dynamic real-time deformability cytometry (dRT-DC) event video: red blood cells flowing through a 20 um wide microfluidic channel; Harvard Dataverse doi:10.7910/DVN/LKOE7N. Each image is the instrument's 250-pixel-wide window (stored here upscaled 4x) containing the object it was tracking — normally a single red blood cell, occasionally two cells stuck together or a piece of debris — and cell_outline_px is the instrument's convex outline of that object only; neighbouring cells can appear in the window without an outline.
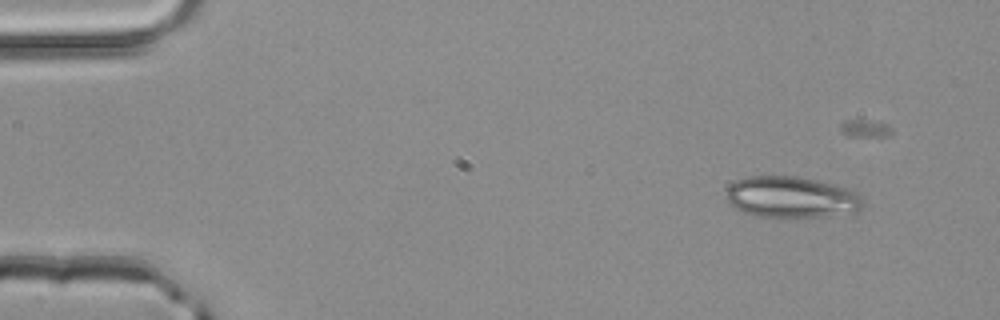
{"species": "common noctule bat (a hibernating species)", "species_latin": "Nyctalus noctula", "temperature_condition": "room temperature", "stored_images_in_passage": 4, "camera_frame_rate_fps": 3000, "um_per_image_px": 0.085, "animal": {"sex": "male", "body_mass_g": 20.4}, "frame": {"image": 1, "passage_image": 2, "time_ms": 0.333, "image_size_px": [1000, 320], "cell_outline_px": [[864, 204], [856, 212], [828, 216], [788, 220], [784, 220], [756, 216], [744, 212], [736, 208], [724, 196], [728, 188], [736, 180], [748, 176], [796, 176], [836, 184], [848, 188], [856, 192], [864, 200]], "centroid_in_image_um": [67.29, 16.8], "position_along_channel_um": 17.7, "area_um2": 33.87}}